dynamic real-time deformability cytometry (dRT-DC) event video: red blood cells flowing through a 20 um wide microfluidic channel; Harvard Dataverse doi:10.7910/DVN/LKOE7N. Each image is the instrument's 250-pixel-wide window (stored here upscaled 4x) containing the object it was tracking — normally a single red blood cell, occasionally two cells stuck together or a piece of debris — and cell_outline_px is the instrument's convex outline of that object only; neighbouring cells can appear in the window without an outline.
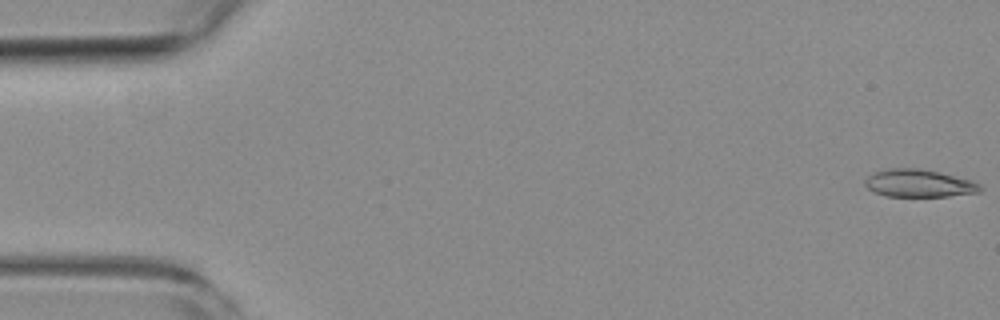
{"species": "common noctule bat (a hibernating species)", "species_latin": "Nyctalus noctula", "temperature_condition": "room temperature", "stored_images_in_passage": 10, "camera_frame_rate_fps": 3000, "um_per_image_px": 0.085, "animal": {"sex": "female", "body_mass_g": 19.3, "forearm_length_mm": 54.1}, "frame": {"image": 1, "passage_image": 1, "time_ms": 0.0, "image_size_px": [1000, 320], "cell_outline_px": [[984, 188], [980, 192], [948, 196], [884, 196], [868, 188], [864, 184], [864, 180], [872, 172], [880, 168], [920, 168], [972, 180], [980, 184]], "centroid_in_image_um": [78.08, 15.57], "position_along_channel_um": 6.9, "area_um2": 18.73}}
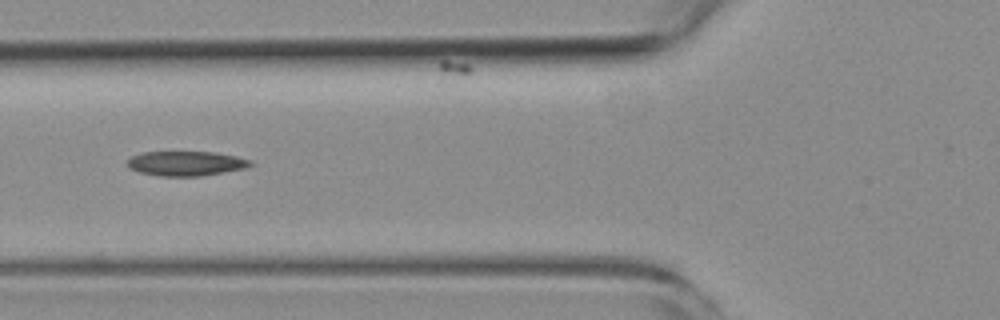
{"frame": {"image": 2, "passage_image": 6, "time_ms": 6.667, "image_size_px": [1000, 320], "cell_outline_px": [[252, 164], [248, 168], [200, 176], [160, 176], [140, 172], [128, 168], [124, 164], [132, 156], [140, 152], [216, 152], [236, 156], [252, 160]], "centroid_in_image_um": [15.8, 13.89], "position_along_channel_um": 110.0, "area_um2": 17.86}}
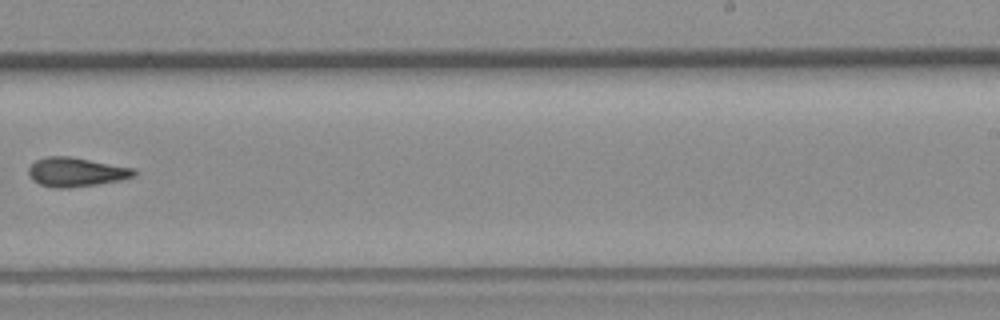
{"frame": {"image": 3, "passage_image": 10, "time_ms": 11.333, "image_size_px": [1000, 320], "cell_outline_px": [[136, 176], [120, 180], [96, 184], [68, 188], [52, 188], [40, 184], [32, 180], [28, 176], [28, 168], [36, 160], [44, 156], [72, 156], [136, 168]], "centroid_in_image_um": [6.46, 14.61], "position_along_channel_um": 282.5, "area_um2": 18.21}}